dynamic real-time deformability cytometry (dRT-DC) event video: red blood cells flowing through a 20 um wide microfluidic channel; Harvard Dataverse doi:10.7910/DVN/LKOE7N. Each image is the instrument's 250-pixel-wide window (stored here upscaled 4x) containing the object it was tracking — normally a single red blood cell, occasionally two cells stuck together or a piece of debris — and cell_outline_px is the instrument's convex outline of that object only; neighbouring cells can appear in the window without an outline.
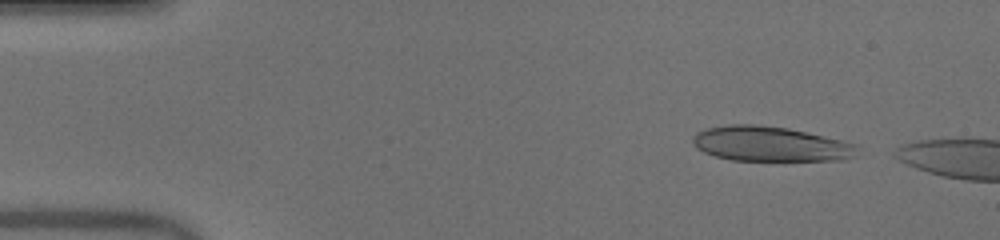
{"species": "human", "species_latin": "Homo sapiens", "temperature_condition": "warm", "stored_images_in_passage": 45, "camera_frame_rate_fps": 3000, "um_per_image_px": 0.085, "donor": {"sex": "male"}, "frame": {"image": 1, "passage_image": 3, "time_ms": 0.667, "image_size_px": [1000, 240], "cell_outline_px": [[860, 148], [852, 156], [844, 160], [732, 160], [716, 156], [704, 152], [696, 148], [692, 144], [692, 136], [696, 132], [708, 128], [728, 124], [756, 124], [788, 128], [860, 144]], "centroid_in_image_um": [65.48, 12.23], "position_along_channel_um": 19.5, "area_um2": 33.58}}
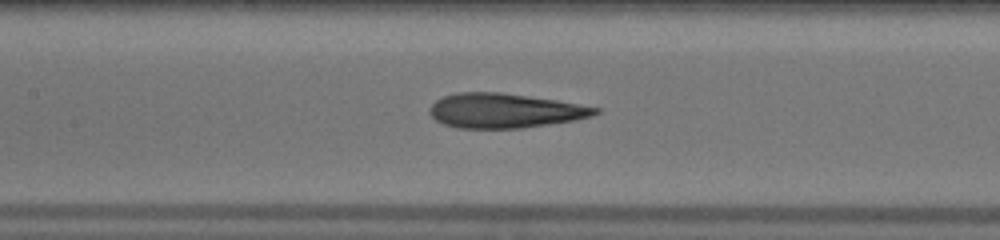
{"frame": {"image": 2, "passage_image": 21, "time_ms": 6.667, "image_size_px": [1000, 240], "cell_outline_px": [[600, 112], [592, 116], [572, 120], [548, 124], [520, 128], [456, 128], [444, 124], [436, 120], [428, 112], [432, 104], [436, 100], [444, 96], [456, 92], [500, 92], [556, 100], [600, 108]], "centroid_in_image_um": [42.86, 9.4], "position_along_channel_um": 164.5, "area_um2": 33.12}}
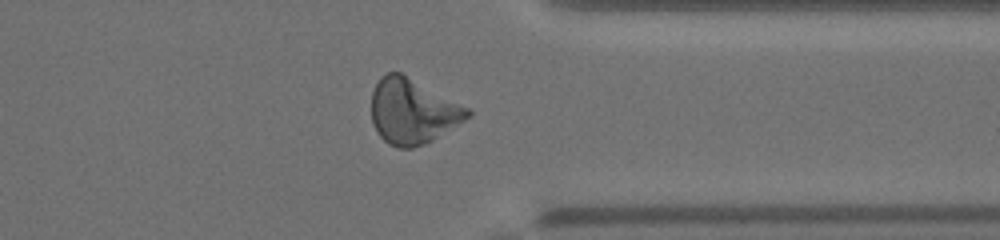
{"frame": {"image": 3, "passage_image": 37, "time_ms": 12.0, "image_size_px": [1000, 240], "cell_outline_px": [[472, 116], [432, 140], [424, 144], [412, 148], [396, 148], [388, 144], [376, 132], [372, 124], [372, 92], [380, 76], [388, 72], [400, 72], [468, 108], [472, 112]], "centroid_in_image_um": [35.04, 9.48], "position_along_channel_um": 376.4, "area_um2": 36.3}, "authors_computed_cell_mechanics": {"area_um2": 34.5644, "velocity_mm_per_s": 4.0587, "shape_relaxation_time_tau1_ms": 9.3277, "shape_relaxation_time_tau2_ms": 1.7992, "deformation_change_tau1": 0.2893, "deformation_change_tau2": 0.0994}}